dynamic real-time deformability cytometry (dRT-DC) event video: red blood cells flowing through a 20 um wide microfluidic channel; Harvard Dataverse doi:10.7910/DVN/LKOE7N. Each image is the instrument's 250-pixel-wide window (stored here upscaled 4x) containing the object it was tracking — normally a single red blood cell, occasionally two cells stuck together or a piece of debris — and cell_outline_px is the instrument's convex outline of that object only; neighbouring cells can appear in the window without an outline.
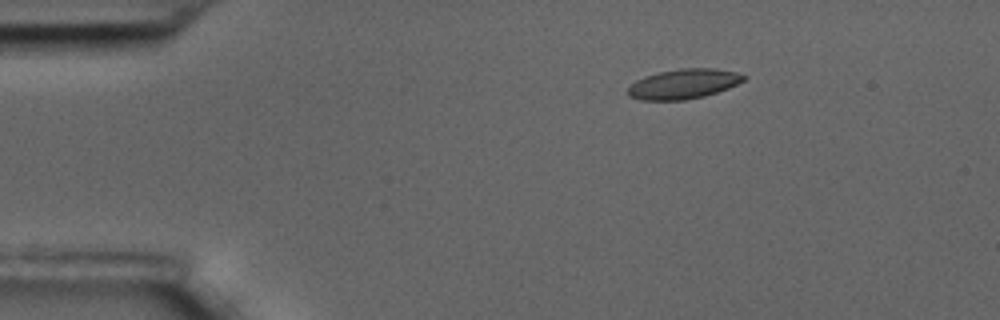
{"species": "common noctule bat (a hibernating species)", "species_latin": "Nyctalus noctula", "temperature_condition": "room temperature", "stored_images_in_passage": 50, "camera_frame_rate_fps": 3000, "um_per_image_px": 0.085, "animal": {"sex": "male", "body_mass_g": 17.5, "forearm_length_mm": 52.3}, "frame": {"image": 1, "passage_image": 1, "time_ms": 0.0, "image_size_px": [1000, 320], "cell_outline_px": [[748, 76], [744, 80], [728, 88], [704, 96], [684, 100], [640, 100], [628, 96], [628, 88], [636, 80], [644, 76], [660, 72], [680, 68], [716, 68], [736, 72]], "centroid_in_image_um": [58.1, 7.13], "position_along_channel_um": 26.9, "area_um2": 20.11}}
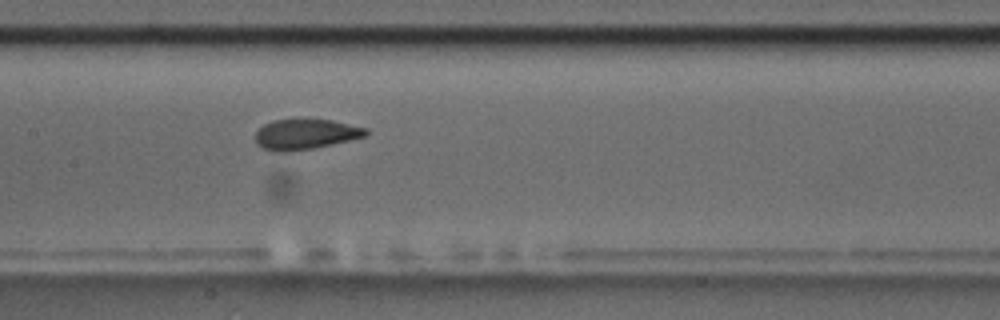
{"frame": {"image": 2, "passage_image": 20, "time_ms": 6.333, "image_size_px": [1000, 320], "cell_outline_px": [[368, 136], [312, 148], [288, 152], [272, 152], [260, 148], [256, 144], [256, 132], [264, 124], [272, 120], [300, 116], [332, 120], [368, 128]], "centroid_in_image_um": [25.93, 11.37], "position_along_channel_um": 181.5, "area_um2": 20.4}}
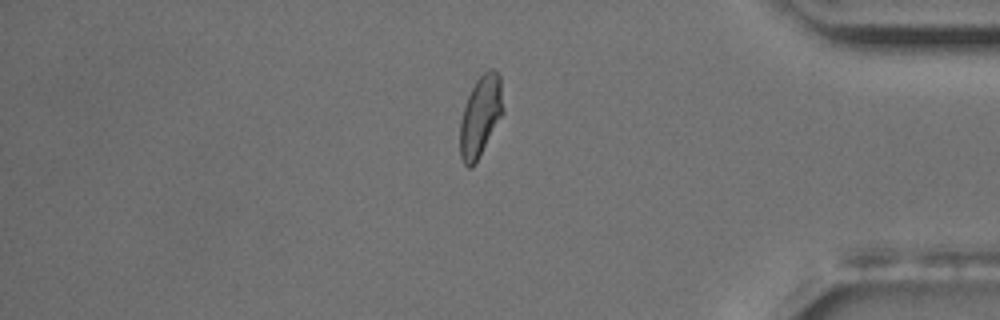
{"frame": {"image": 3, "passage_image": 41, "time_ms": 13.333, "image_size_px": [1000, 320], "cell_outline_px": [[504, 112], [476, 164], [472, 168], [468, 168], [464, 164], [460, 156], [460, 120], [468, 96], [476, 80], [488, 68], [496, 68], [500, 76], [504, 108]], "centroid_in_image_um": [40.86, 9.87], "position_along_channel_um": 394.3, "area_um2": 20.58}, "authors_computed_cell_mechanics": {"area_um2": 20.4034, "velocity_mm_per_s": 3.4369, "shape_relaxation_time_tau1_ms": null, "shape_relaxation_time_tau2_ms": 1.1031, "deformation_change_tau1": null, "deformation_change_tau2": 0.0523}}